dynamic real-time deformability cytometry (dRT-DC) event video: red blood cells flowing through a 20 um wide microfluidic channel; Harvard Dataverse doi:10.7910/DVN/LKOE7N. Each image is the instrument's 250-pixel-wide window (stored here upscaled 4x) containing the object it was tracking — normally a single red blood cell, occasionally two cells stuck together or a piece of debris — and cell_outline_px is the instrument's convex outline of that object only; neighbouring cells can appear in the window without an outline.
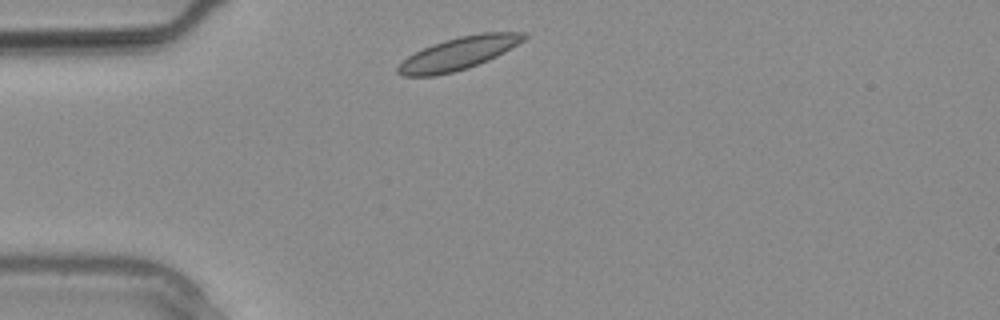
{"species": "common noctule bat (a hibernating species)", "species_latin": "Nyctalus noctula", "temperature_condition": "warm", "stored_images_in_passage": 23, "camera_frame_rate_fps": 3000, "um_per_image_px": 0.085, "animal": {"sex": "male", "body_mass_g": 20.4}, "frame": {"image": 1, "passage_image": 1, "time_ms": 0.0, "image_size_px": [1000, 320], "cell_outline_px": [[528, 36], [524, 40], [504, 52], [488, 60], [468, 68], [436, 76], [404, 76], [396, 72], [396, 68], [408, 56], [432, 44], [444, 40], [460, 36], [484, 32], [528, 32]], "centroid_in_image_um": [38.99, 4.53], "position_along_channel_um": 46.0, "area_um2": 23.81}}
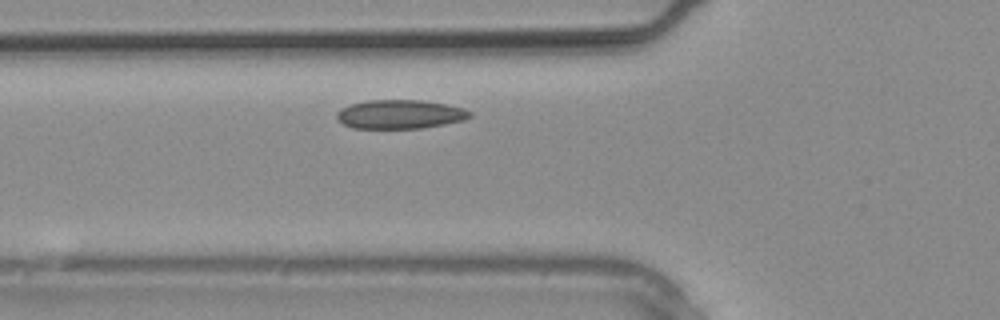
{"frame": {"image": 2, "passage_image": 4, "time_ms": 1.0, "image_size_px": [1000, 320], "cell_outline_px": [[472, 116], [464, 120], [444, 124], [420, 128], [352, 128], [344, 124], [336, 116], [336, 112], [340, 108], [352, 104], [368, 100], [420, 100], [448, 104], [464, 108], [472, 112]], "centroid_in_image_um": [34.02, 9.71], "position_along_channel_um": 91.8, "area_um2": 22.43}}